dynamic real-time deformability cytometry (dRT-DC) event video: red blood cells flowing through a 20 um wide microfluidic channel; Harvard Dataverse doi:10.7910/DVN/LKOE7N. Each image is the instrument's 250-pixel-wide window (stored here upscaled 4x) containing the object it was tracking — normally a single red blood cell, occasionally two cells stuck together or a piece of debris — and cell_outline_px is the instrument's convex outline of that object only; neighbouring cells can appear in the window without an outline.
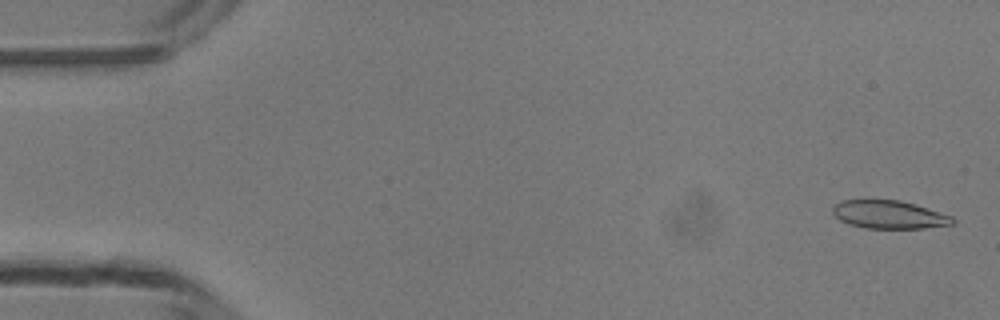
{"species": "common noctule bat (a hibernating species)", "species_latin": "Nyctalus noctula", "temperature_condition": "room temperature", "stored_images_in_passage": 4, "camera_frame_rate_fps": 3000, "um_per_image_px": 0.085, "animal": {"sex": "male", "body_mass_g": 13.3}, "frame": {"image": 1, "passage_image": 1, "time_ms": 0.0, "image_size_px": [1000, 320], "cell_outline_px": [[956, 220], [952, 224], [924, 228], [864, 228], [848, 224], [840, 220], [832, 212], [832, 208], [840, 200], [900, 200], [952, 216]], "centroid_in_image_um": [75.54, 18.24], "position_along_channel_um": 9.5, "area_um2": 19.48}}